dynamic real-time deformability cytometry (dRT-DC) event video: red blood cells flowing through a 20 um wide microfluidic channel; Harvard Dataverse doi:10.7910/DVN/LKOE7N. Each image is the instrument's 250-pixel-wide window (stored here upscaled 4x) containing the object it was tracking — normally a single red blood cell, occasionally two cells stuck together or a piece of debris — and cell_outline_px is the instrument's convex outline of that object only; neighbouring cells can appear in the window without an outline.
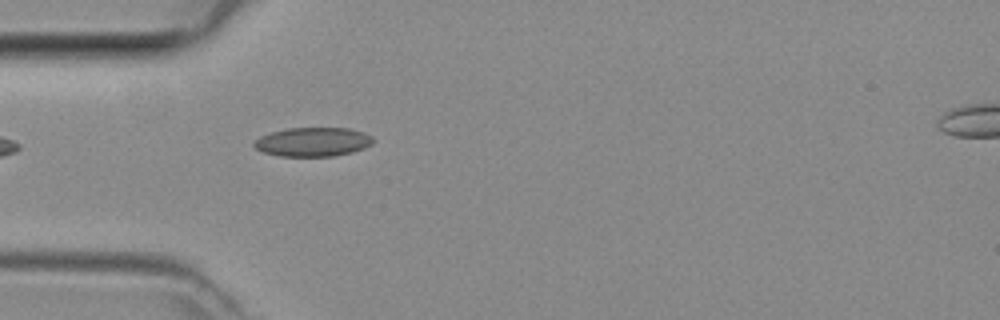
{"species": "common noctule bat (a hibernating species)", "species_latin": "Nyctalus noctula", "temperature_condition": "room temperature", "stored_images_in_passage": 3, "camera_frame_rate_fps": 3000, "um_per_image_px": 0.085, "animal": {"sex": "female", "body_mass_g": 29.2, "forearm_length_mm": 56.3}, "frame": {"image": 1, "passage_image": 2, "time_ms": 0.333, "image_size_px": [1000, 320], "cell_outline_px": [[376, 140], [372, 144], [364, 148], [352, 152], [332, 156], [280, 156], [264, 152], [256, 148], [252, 144], [252, 140], [260, 136], [272, 132], [288, 128], [348, 128], [364, 132], [372, 136]], "centroid_in_image_um": [26.6, 12.06], "position_along_channel_um": 58.4, "area_um2": 20.23}}